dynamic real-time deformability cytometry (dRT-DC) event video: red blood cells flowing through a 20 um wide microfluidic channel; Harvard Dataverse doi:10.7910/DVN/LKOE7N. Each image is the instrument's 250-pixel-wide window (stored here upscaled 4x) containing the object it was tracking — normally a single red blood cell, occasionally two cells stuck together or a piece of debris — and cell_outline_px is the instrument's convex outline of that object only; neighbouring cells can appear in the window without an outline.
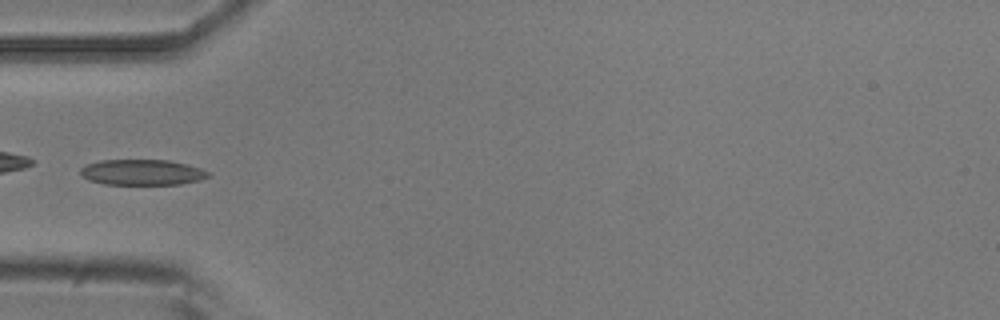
{"species": "common noctule bat (a hibernating species)", "species_latin": "Nyctalus noctula", "temperature_condition": "room temperature", "stored_images_in_passage": 16, "camera_frame_rate_fps": 3000, "um_per_image_px": 0.085, "animal": {"sex": "male", "body_mass_g": 20.5, "forearm_length_mm": 52.5}, "frame": {"image": 1, "passage_image": 1, "time_ms": 0.0, "image_size_px": [1000, 320], "cell_outline_px": [[212, 176], [200, 180], [180, 184], [104, 184], [88, 180], [80, 176], [80, 168], [88, 164], [100, 160], [168, 160], [188, 164], [212, 172]], "centroid_in_image_um": [12.11, 14.64], "position_along_channel_um": 72.9, "area_um2": 19.31}}
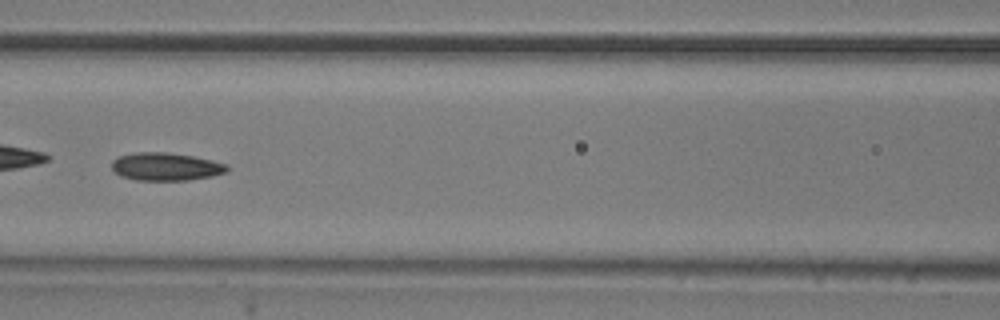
{"frame": {"image": 2, "passage_image": 7, "time_ms": 2.0, "image_size_px": [1000, 320], "cell_outline_px": [[228, 172], [212, 176], [188, 180], [136, 180], [120, 176], [112, 168], [112, 160], [116, 156], [136, 152], [168, 152], [192, 156], [212, 160], [228, 164]], "centroid_in_image_um": [14.09, 14.16], "position_along_channel_um": 152.5, "area_um2": 18.9}}
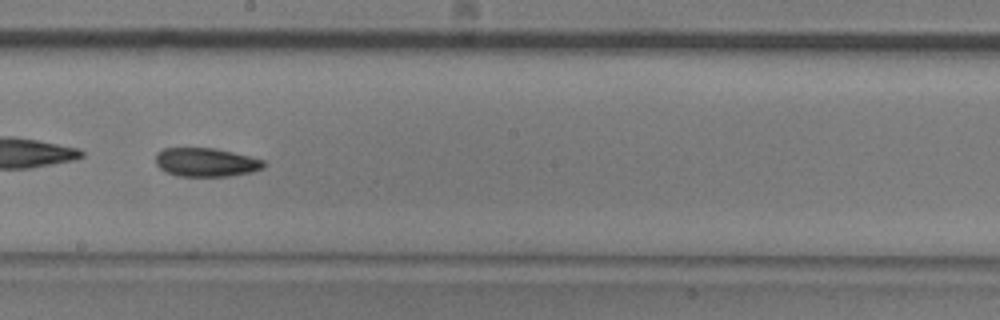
{"frame": {"image": 3, "passage_image": 13, "time_ms": 4.0, "image_size_px": [1000, 320], "cell_outline_px": [[268, 164], [264, 168], [252, 172], [232, 176], [176, 176], [164, 172], [156, 164], [156, 152], [164, 148], [212, 148], [232, 152], [264, 160]], "centroid_in_image_um": [17.51, 13.8], "position_along_channel_um": 230.7, "area_um2": 18.26}}